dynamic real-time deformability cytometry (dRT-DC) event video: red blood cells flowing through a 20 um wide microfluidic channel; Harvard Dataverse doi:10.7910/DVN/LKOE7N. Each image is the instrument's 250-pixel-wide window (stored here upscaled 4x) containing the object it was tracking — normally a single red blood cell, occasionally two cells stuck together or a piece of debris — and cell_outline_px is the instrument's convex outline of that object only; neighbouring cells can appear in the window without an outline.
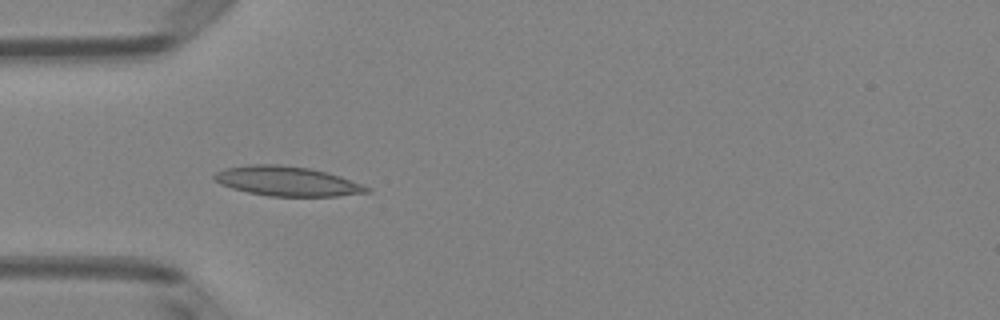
{"species": "Egyptian fruit bat (a non-hibernating species)", "species_latin": "Rousettus aegyptiacus", "temperature_condition": "room temperature", "stored_images_in_passage": 4, "camera_frame_rate_fps": 3000, "um_per_image_px": 0.085, "animal": {"sex": "female"}, "frame": {"image": 1, "passage_image": 3, "time_ms": 0.667, "image_size_px": [1000, 320], "cell_outline_px": [[372, 192], [336, 196], [268, 196], [248, 192], [232, 188], [220, 184], [212, 176], [216, 172], [224, 168], [248, 164], [280, 164], [308, 168], [328, 172], [364, 184], [372, 188]], "centroid_in_image_um": [24.43, 15.4], "position_along_channel_um": 60.6, "area_um2": 26.53}}
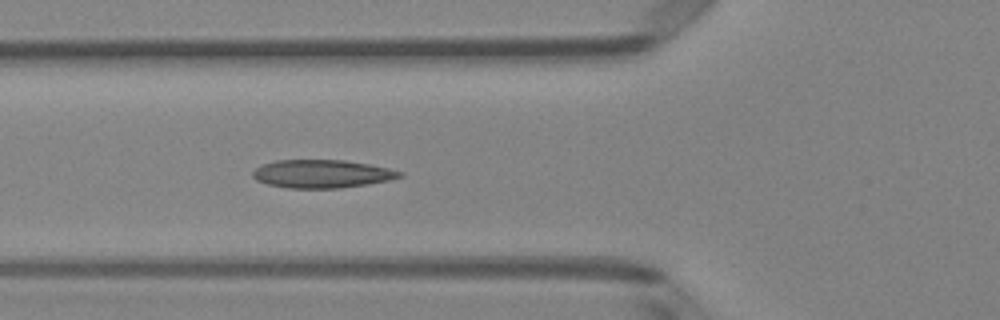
{"frame": {"image": 2, "passage_image": 4, "time_ms": 1.0, "image_size_px": [1000, 320], "cell_outline_px": [[404, 176], [388, 180], [368, 184], [340, 188], [288, 188], [268, 184], [256, 180], [252, 176], [252, 172], [256, 168], [264, 164], [276, 160], [344, 160], [368, 164], [388, 168], [404, 172]], "centroid_in_image_um": [27.37, 14.78], "position_along_channel_um": 98.4, "area_um2": 24.04}}